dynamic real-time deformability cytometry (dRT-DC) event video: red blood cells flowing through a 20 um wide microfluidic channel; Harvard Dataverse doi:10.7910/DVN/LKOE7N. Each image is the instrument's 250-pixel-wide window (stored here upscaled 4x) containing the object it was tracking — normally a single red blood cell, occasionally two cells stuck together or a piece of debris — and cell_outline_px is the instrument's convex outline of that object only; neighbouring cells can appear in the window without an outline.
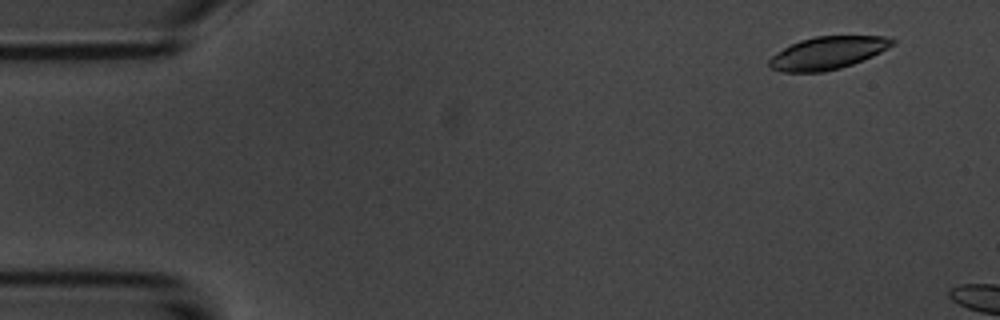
{"species": "common noctule bat (a hibernating species)", "species_latin": "Nyctalus noctula", "temperature_condition": "room temperature", "stored_images_in_passage": 2, "camera_frame_rate_fps": 3000, "um_per_image_px": 0.085, "animal": {"sex": "male", "body_mass_g": 20.1, "forearm_length_mm": 53.5}, "frame": {"image": 1, "passage_image": 1, "time_ms": 0.0, "image_size_px": [1000, 320], "cell_outline_px": [[896, 40], [888, 48], [872, 56], [852, 64], [840, 68], [824, 72], [780, 72], [768, 68], [768, 60], [776, 52], [800, 40], [816, 36], [884, 36]], "centroid_in_image_um": [70.3, 4.51], "position_along_channel_um": 14.7, "area_um2": 23.41}}